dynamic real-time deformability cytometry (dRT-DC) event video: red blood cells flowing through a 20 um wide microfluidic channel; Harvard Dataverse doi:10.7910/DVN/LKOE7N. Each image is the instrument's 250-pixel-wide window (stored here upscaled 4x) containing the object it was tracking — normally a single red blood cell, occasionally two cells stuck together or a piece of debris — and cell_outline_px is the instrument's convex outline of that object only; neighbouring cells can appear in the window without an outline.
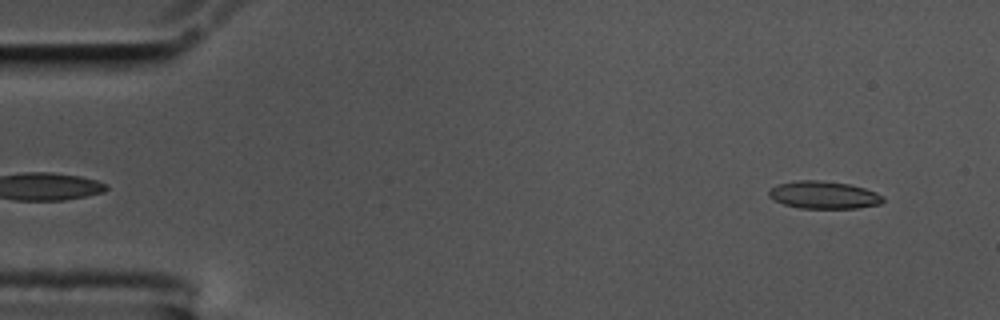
{"species": "common noctule bat (a hibernating species)", "species_latin": "Nyctalus noctula", "temperature_condition": "cold", "stored_images_in_passage": 57, "camera_frame_rate_fps": 3000, "um_per_image_px": 0.085, "animal": {"sex": "male", "body_mass_g": 17.5, "forearm_length_mm": 52.3}, "frame": {"image": 1, "passage_image": 4, "time_ms": 1.0, "image_size_px": [1000, 320], "cell_outline_px": [[884, 200], [880, 204], [856, 208], [800, 208], [784, 204], [768, 196], [768, 192], [776, 184], [796, 180], [820, 180], [848, 184], [864, 188], [876, 192], [884, 196]], "centroid_in_image_um": [70.02, 16.56], "position_along_channel_um": 15.0, "area_um2": 18.26}}
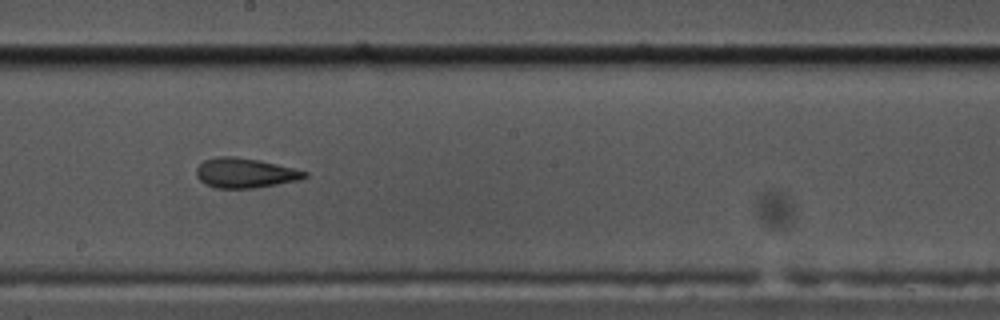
{"frame": {"image": 2, "passage_image": 31, "time_ms": 10.0, "image_size_px": [1000, 320], "cell_outline_px": [[308, 176], [300, 180], [256, 188], [216, 188], [204, 184], [196, 176], [196, 168], [204, 160], [220, 156], [232, 156], [260, 160], [308, 172]], "centroid_in_image_um": [20.82, 14.71], "position_along_channel_um": 227.4, "area_um2": 18.84}}
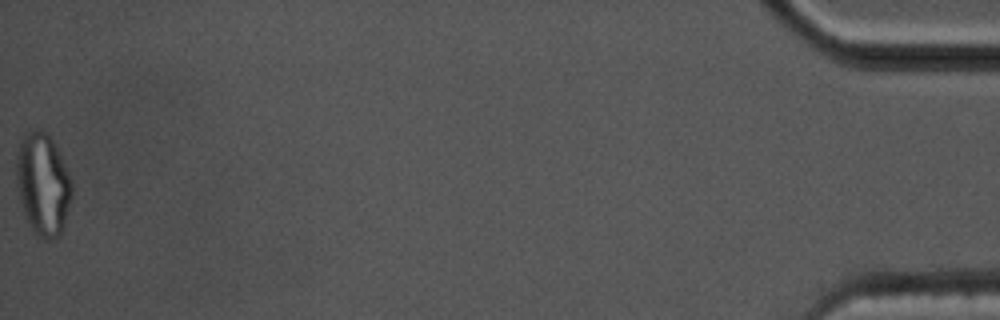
{"frame": {"image": 3, "passage_image": 57, "time_ms": 18.667, "image_size_px": [1000, 320], "cell_outline_px": [[72, 196], [64, 228], [60, 236], [48, 240], [44, 240], [36, 236], [24, 216], [16, 184], [16, 160], [20, 144], [24, 132], [28, 128], [36, 128], [44, 132], [52, 140], [72, 180]], "centroid_in_image_um": [3.64, 15.69], "position_along_channel_um": 431.6, "area_um2": 33.41}, "authors_computed_cell_mechanics": {"area_um2": 18.9006, "velocity_mm_per_s": 3.5066, "shape_relaxation_time_tau1_ms": null, "shape_relaxation_time_tau2_ms": 4.4251, "deformation_change_tau1": null, "deformation_change_tau2": 0.1107}}